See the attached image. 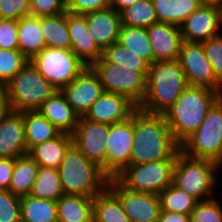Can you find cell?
I'll use <instances>...</instances> for the list:
<instances>
[{
	"label": "cell",
	"instance_id": "1",
	"mask_svg": "<svg viewBox=\"0 0 222 222\" xmlns=\"http://www.w3.org/2000/svg\"><path fill=\"white\" fill-rule=\"evenodd\" d=\"M133 131L130 165L177 158L180 144L174 139L164 115L149 114L138 108L133 113Z\"/></svg>",
	"mask_w": 222,
	"mask_h": 222
},
{
	"label": "cell",
	"instance_id": "2",
	"mask_svg": "<svg viewBox=\"0 0 222 222\" xmlns=\"http://www.w3.org/2000/svg\"><path fill=\"white\" fill-rule=\"evenodd\" d=\"M146 81L147 92L138 108L149 114L164 115L188 87L179 60L154 62Z\"/></svg>",
	"mask_w": 222,
	"mask_h": 222
},
{
	"label": "cell",
	"instance_id": "3",
	"mask_svg": "<svg viewBox=\"0 0 222 222\" xmlns=\"http://www.w3.org/2000/svg\"><path fill=\"white\" fill-rule=\"evenodd\" d=\"M221 93L206 87L188 86L164 117L174 139L181 144L204 121Z\"/></svg>",
	"mask_w": 222,
	"mask_h": 222
},
{
	"label": "cell",
	"instance_id": "4",
	"mask_svg": "<svg viewBox=\"0 0 222 222\" xmlns=\"http://www.w3.org/2000/svg\"><path fill=\"white\" fill-rule=\"evenodd\" d=\"M58 172L65 195L94 197L108 186L110 179L97 164L82 154L74 143L66 150Z\"/></svg>",
	"mask_w": 222,
	"mask_h": 222
},
{
	"label": "cell",
	"instance_id": "5",
	"mask_svg": "<svg viewBox=\"0 0 222 222\" xmlns=\"http://www.w3.org/2000/svg\"><path fill=\"white\" fill-rule=\"evenodd\" d=\"M220 168L214 161L193 158L179 151L173 168L172 183L198 201L210 200L215 193L213 189L217 186V172Z\"/></svg>",
	"mask_w": 222,
	"mask_h": 222
},
{
	"label": "cell",
	"instance_id": "6",
	"mask_svg": "<svg viewBox=\"0 0 222 222\" xmlns=\"http://www.w3.org/2000/svg\"><path fill=\"white\" fill-rule=\"evenodd\" d=\"M12 111H35L57 89L49 83L29 60L28 63L6 84Z\"/></svg>",
	"mask_w": 222,
	"mask_h": 222
},
{
	"label": "cell",
	"instance_id": "7",
	"mask_svg": "<svg viewBox=\"0 0 222 222\" xmlns=\"http://www.w3.org/2000/svg\"><path fill=\"white\" fill-rule=\"evenodd\" d=\"M185 155L222 166V98L209 109L200 127L180 144Z\"/></svg>",
	"mask_w": 222,
	"mask_h": 222
},
{
	"label": "cell",
	"instance_id": "8",
	"mask_svg": "<svg viewBox=\"0 0 222 222\" xmlns=\"http://www.w3.org/2000/svg\"><path fill=\"white\" fill-rule=\"evenodd\" d=\"M175 160L129 165L115 179L127 190L159 195L172 184Z\"/></svg>",
	"mask_w": 222,
	"mask_h": 222
},
{
	"label": "cell",
	"instance_id": "9",
	"mask_svg": "<svg viewBox=\"0 0 222 222\" xmlns=\"http://www.w3.org/2000/svg\"><path fill=\"white\" fill-rule=\"evenodd\" d=\"M30 61L58 91L70 84L87 67L71 49L45 47Z\"/></svg>",
	"mask_w": 222,
	"mask_h": 222
},
{
	"label": "cell",
	"instance_id": "10",
	"mask_svg": "<svg viewBox=\"0 0 222 222\" xmlns=\"http://www.w3.org/2000/svg\"><path fill=\"white\" fill-rule=\"evenodd\" d=\"M98 75L103 91L128 97L139 106L147 92V74L106 62L102 57L90 66Z\"/></svg>",
	"mask_w": 222,
	"mask_h": 222
},
{
	"label": "cell",
	"instance_id": "11",
	"mask_svg": "<svg viewBox=\"0 0 222 222\" xmlns=\"http://www.w3.org/2000/svg\"><path fill=\"white\" fill-rule=\"evenodd\" d=\"M133 138V114L124 122L110 125L105 157V174L110 179L130 165Z\"/></svg>",
	"mask_w": 222,
	"mask_h": 222
},
{
	"label": "cell",
	"instance_id": "12",
	"mask_svg": "<svg viewBox=\"0 0 222 222\" xmlns=\"http://www.w3.org/2000/svg\"><path fill=\"white\" fill-rule=\"evenodd\" d=\"M178 60L188 86L206 87L222 93V85L216 80L201 43L183 41Z\"/></svg>",
	"mask_w": 222,
	"mask_h": 222
},
{
	"label": "cell",
	"instance_id": "13",
	"mask_svg": "<svg viewBox=\"0 0 222 222\" xmlns=\"http://www.w3.org/2000/svg\"><path fill=\"white\" fill-rule=\"evenodd\" d=\"M110 125L80 116L72 133L73 143L90 161L105 173L106 139Z\"/></svg>",
	"mask_w": 222,
	"mask_h": 222
},
{
	"label": "cell",
	"instance_id": "14",
	"mask_svg": "<svg viewBox=\"0 0 222 222\" xmlns=\"http://www.w3.org/2000/svg\"><path fill=\"white\" fill-rule=\"evenodd\" d=\"M108 187L119 197L131 222H158L161 212L159 195L127 190L115 178L109 179Z\"/></svg>",
	"mask_w": 222,
	"mask_h": 222
},
{
	"label": "cell",
	"instance_id": "15",
	"mask_svg": "<svg viewBox=\"0 0 222 222\" xmlns=\"http://www.w3.org/2000/svg\"><path fill=\"white\" fill-rule=\"evenodd\" d=\"M179 27L184 42L208 41L221 34L222 8L201 4Z\"/></svg>",
	"mask_w": 222,
	"mask_h": 222
},
{
	"label": "cell",
	"instance_id": "16",
	"mask_svg": "<svg viewBox=\"0 0 222 222\" xmlns=\"http://www.w3.org/2000/svg\"><path fill=\"white\" fill-rule=\"evenodd\" d=\"M61 92L67 102L79 115L84 116L92 104L103 93L102 84L94 70L87 66L85 70L70 84L66 85Z\"/></svg>",
	"mask_w": 222,
	"mask_h": 222
},
{
	"label": "cell",
	"instance_id": "17",
	"mask_svg": "<svg viewBox=\"0 0 222 222\" xmlns=\"http://www.w3.org/2000/svg\"><path fill=\"white\" fill-rule=\"evenodd\" d=\"M137 109L138 106L128 97L103 91L84 117L111 125L128 120Z\"/></svg>",
	"mask_w": 222,
	"mask_h": 222
},
{
	"label": "cell",
	"instance_id": "18",
	"mask_svg": "<svg viewBox=\"0 0 222 222\" xmlns=\"http://www.w3.org/2000/svg\"><path fill=\"white\" fill-rule=\"evenodd\" d=\"M146 29L152 46L153 63L179 59L183 42L179 26L158 22Z\"/></svg>",
	"mask_w": 222,
	"mask_h": 222
},
{
	"label": "cell",
	"instance_id": "19",
	"mask_svg": "<svg viewBox=\"0 0 222 222\" xmlns=\"http://www.w3.org/2000/svg\"><path fill=\"white\" fill-rule=\"evenodd\" d=\"M67 28L71 38L70 49L87 66L102 57V50L91 37L86 17L67 12Z\"/></svg>",
	"mask_w": 222,
	"mask_h": 222
},
{
	"label": "cell",
	"instance_id": "20",
	"mask_svg": "<svg viewBox=\"0 0 222 222\" xmlns=\"http://www.w3.org/2000/svg\"><path fill=\"white\" fill-rule=\"evenodd\" d=\"M28 154L23 112L11 111L0 121V158H20Z\"/></svg>",
	"mask_w": 222,
	"mask_h": 222
},
{
	"label": "cell",
	"instance_id": "21",
	"mask_svg": "<svg viewBox=\"0 0 222 222\" xmlns=\"http://www.w3.org/2000/svg\"><path fill=\"white\" fill-rule=\"evenodd\" d=\"M91 37L103 51L118 41L121 16L112 7L83 14Z\"/></svg>",
	"mask_w": 222,
	"mask_h": 222
},
{
	"label": "cell",
	"instance_id": "22",
	"mask_svg": "<svg viewBox=\"0 0 222 222\" xmlns=\"http://www.w3.org/2000/svg\"><path fill=\"white\" fill-rule=\"evenodd\" d=\"M37 111L62 133L69 134L74 132L80 117L67 102L65 95L58 90Z\"/></svg>",
	"mask_w": 222,
	"mask_h": 222
},
{
	"label": "cell",
	"instance_id": "23",
	"mask_svg": "<svg viewBox=\"0 0 222 222\" xmlns=\"http://www.w3.org/2000/svg\"><path fill=\"white\" fill-rule=\"evenodd\" d=\"M72 143V134L61 132L56 138L32 147L28 155L39 166L58 169Z\"/></svg>",
	"mask_w": 222,
	"mask_h": 222
},
{
	"label": "cell",
	"instance_id": "24",
	"mask_svg": "<svg viewBox=\"0 0 222 222\" xmlns=\"http://www.w3.org/2000/svg\"><path fill=\"white\" fill-rule=\"evenodd\" d=\"M18 50L31 60L46 47L40 17L27 15L18 20Z\"/></svg>",
	"mask_w": 222,
	"mask_h": 222
},
{
	"label": "cell",
	"instance_id": "25",
	"mask_svg": "<svg viewBox=\"0 0 222 222\" xmlns=\"http://www.w3.org/2000/svg\"><path fill=\"white\" fill-rule=\"evenodd\" d=\"M58 222H93V197L63 195L57 200Z\"/></svg>",
	"mask_w": 222,
	"mask_h": 222
},
{
	"label": "cell",
	"instance_id": "26",
	"mask_svg": "<svg viewBox=\"0 0 222 222\" xmlns=\"http://www.w3.org/2000/svg\"><path fill=\"white\" fill-rule=\"evenodd\" d=\"M23 123L28 151L36 145L56 138L61 133L37 110L23 111Z\"/></svg>",
	"mask_w": 222,
	"mask_h": 222
},
{
	"label": "cell",
	"instance_id": "27",
	"mask_svg": "<svg viewBox=\"0 0 222 222\" xmlns=\"http://www.w3.org/2000/svg\"><path fill=\"white\" fill-rule=\"evenodd\" d=\"M93 222H131L119 197L108 186L93 197Z\"/></svg>",
	"mask_w": 222,
	"mask_h": 222
},
{
	"label": "cell",
	"instance_id": "28",
	"mask_svg": "<svg viewBox=\"0 0 222 222\" xmlns=\"http://www.w3.org/2000/svg\"><path fill=\"white\" fill-rule=\"evenodd\" d=\"M159 22L180 26L201 5L199 0H152Z\"/></svg>",
	"mask_w": 222,
	"mask_h": 222
},
{
	"label": "cell",
	"instance_id": "29",
	"mask_svg": "<svg viewBox=\"0 0 222 222\" xmlns=\"http://www.w3.org/2000/svg\"><path fill=\"white\" fill-rule=\"evenodd\" d=\"M22 222H58L57 201L32 195L20 198Z\"/></svg>",
	"mask_w": 222,
	"mask_h": 222
},
{
	"label": "cell",
	"instance_id": "30",
	"mask_svg": "<svg viewBox=\"0 0 222 222\" xmlns=\"http://www.w3.org/2000/svg\"><path fill=\"white\" fill-rule=\"evenodd\" d=\"M46 47L70 49L71 38L67 28V12L40 17Z\"/></svg>",
	"mask_w": 222,
	"mask_h": 222
},
{
	"label": "cell",
	"instance_id": "31",
	"mask_svg": "<svg viewBox=\"0 0 222 222\" xmlns=\"http://www.w3.org/2000/svg\"><path fill=\"white\" fill-rule=\"evenodd\" d=\"M39 165L27 154L15 159L9 191L17 196L29 195L37 178Z\"/></svg>",
	"mask_w": 222,
	"mask_h": 222
},
{
	"label": "cell",
	"instance_id": "32",
	"mask_svg": "<svg viewBox=\"0 0 222 222\" xmlns=\"http://www.w3.org/2000/svg\"><path fill=\"white\" fill-rule=\"evenodd\" d=\"M117 42L153 64V51L146 28L121 25Z\"/></svg>",
	"mask_w": 222,
	"mask_h": 222
},
{
	"label": "cell",
	"instance_id": "33",
	"mask_svg": "<svg viewBox=\"0 0 222 222\" xmlns=\"http://www.w3.org/2000/svg\"><path fill=\"white\" fill-rule=\"evenodd\" d=\"M30 195L54 201L63 196L64 192L61 187L58 169L39 166L37 178Z\"/></svg>",
	"mask_w": 222,
	"mask_h": 222
},
{
	"label": "cell",
	"instance_id": "34",
	"mask_svg": "<svg viewBox=\"0 0 222 222\" xmlns=\"http://www.w3.org/2000/svg\"><path fill=\"white\" fill-rule=\"evenodd\" d=\"M102 58L109 63L116 64L119 67L127 68L128 70H135L140 73H148L150 64L135 54L126 49L118 42L110 45L102 51Z\"/></svg>",
	"mask_w": 222,
	"mask_h": 222
},
{
	"label": "cell",
	"instance_id": "35",
	"mask_svg": "<svg viewBox=\"0 0 222 222\" xmlns=\"http://www.w3.org/2000/svg\"><path fill=\"white\" fill-rule=\"evenodd\" d=\"M121 25L147 28L159 22L152 0L132 4L120 13Z\"/></svg>",
	"mask_w": 222,
	"mask_h": 222
},
{
	"label": "cell",
	"instance_id": "36",
	"mask_svg": "<svg viewBox=\"0 0 222 222\" xmlns=\"http://www.w3.org/2000/svg\"><path fill=\"white\" fill-rule=\"evenodd\" d=\"M161 210L190 214L199 202L195 197L177 188L173 183L160 194Z\"/></svg>",
	"mask_w": 222,
	"mask_h": 222
},
{
	"label": "cell",
	"instance_id": "37",
	"mask_svg": "<svg viewBox=\"0 0 222 222\" xmlns=\"http://www.w3.org/2000/svg\"><path fill=\"white\" fill-rule=\"evenodd\" d=\"M28 61L19 50L0 48V83L6 85Z\"/></svg>",
	"mask_w": 222,
	"mask_h": 222
},
{
	"label": "cell",
	"instance_id": "38",
	"mask_svg": "<svg viewBox=\"0 0 222 222\" xmlns=\"http://www.w3.org/2000/svg\"><path fill=\"white\" fill-rule=\"evenodd\" d=\"M214 197L199 201L190 213V222H222V206Z\"/></svg>",
	"mask_w": 222,
	"mask_h": 222
},
{
	"label": "cell",
	"instance_id": "39",
	"mask_svg": "<svg viewBox=\"0 0 222 222\" xmlns=\"http://www.w3.org/2000/svg\"><path fill=\"white\" fill-rule=\"evenodd\" d=\"M20 196L0 190V222H22Z\"/></svg>",
	"mask_w": 222,
	"mask_h": 222
},
{
	"label": "cell",
	"instance_id": "40",
	"mask_svg": "<svg viewBox=\"0 0 222 222\" xmlns=\"http://www.w3.org/2000/svg\"><path fill=\"white\" fill-rule=\"evenodd\" d=\"M212 65L216 80L222 85V34L201 43Z\"/></svg>",
	"mask_w": 222,
	"mask_h": 222
},
{
	"label": "cell",
	"instance_id": "41",
	"mask_svg": "<svg viewBox=\"0 0 222 222\" xmlns=\"http://www.w3.org/2000/svg\"><path fill=\"white\" fill-rule=\"evenodd\" d=\"M30 14V0H0V19L19 20Z\"/></svg>",
	"mask_w": 222,
	"mask_h": 222
},
{
	"label": "cell",
	"instance_id": "42",
	"mask_svg": "<svg viewBox=\"0 0 222 222\" xmlns=\"http://www.w3.org/2000/svg\"><path fill=\"white\" fill-rule=\"evenodd\" d=\"M31 15L41 17L67 12L65 0H30Z\"/></svg>",
	"mask_w": 222,
	"mask_h": 222
},
{
	"label": "cell",
	"instance_id": "43",
	"mask_svg": "<svg viewBox=\"0 0 222 222\" xmlns=\"http://www.w3.org/2000/svg\"><path fill=\"white\" fill-rule=\"evenodd\" d=\"M18 20L0 19V48L18 50Z\"/></svg>",
	"mask_w": 222,
	"mask_h": 222
},
{
	"label": "cell",
	"instance_id": "44",
	"mask_svg": "<svg viewBox=\"0 0 222 222\" xmlns=\"http://www.w3.org/2000/svg\"><path fill=\"white\" fill-rule=\"evenodd\" d=\"M112 0H68L66 2L67 12L73 14H86L96 10L111 7Z\"/></svg>",
	"mask_w": 222,
	"mask_h": 222
},
{
	"label": "cell",
	"instance_id": "45",
	"mask_svg": "<svg viewBox=\"0 0 222 222\" xmlns=\"http://www.w3.org/2000/svg\"><path fill=\"white\" fill-rule=\"evenodd\" d=\"M15 159L12 158H0V190H8L13 169H14Z\"/></svg>",
	"mask_w": 222,
	"mask_h": 222
},
{
	"label": "cell",
	"instance_id": "46",
	"mask_svg": "<svg viewBox=\"0 0 222 222\" xmlns=\"http://www.w3.org/2000/svg\"><path fill=\"white\" fill-rule=\"evenodd\" d=\"M158 222H190V214L161 210Z\"/></svg>",
	"mask_w": 222,
	"mask_h": 222
},
{
	"label": "cell",
	"instance_id": "47",
	"mask_svg": "<svg viewBox=\"0 0 222 222\" xmlns=\"http://www.w3.org/2000/svg\"><path fill=\"white\" fill-rule=\"evenodd\" d=\"M11 111L6 85L0 83V121Z\"/></svg>",
	"mask_w": 222,
	"mask_h": 222
},
{
	"label": "cell",
	"instance_id": "48",
	"mask_svg": "<svg viewBox=\"0 0 222 222\" xmlns=\"http://www.w3.org/2000/svg\"><path fill=\"white\" fill-rule=\"evenodd\" d=\"M142 0H112L111 7L115 9L119 14L129 8L132 4Z\"/></svg>",
	"mask_w": 222,
	"mask_h": 222
},
{
	"label": "cell",
	"instance_id": "49",
	"mask_svg": "<svg viewBox=\"0 0 222 222\" xmlns=\"http://www.w3.org/2000/svg\"><path fill=\"white\" fill-rule=\"evenodd\" d=\"M203 5H212L222 8V0H199Z\"/></svg>",
	"mask_w": 222,
	"mask_h": 222
}]
</instances>
